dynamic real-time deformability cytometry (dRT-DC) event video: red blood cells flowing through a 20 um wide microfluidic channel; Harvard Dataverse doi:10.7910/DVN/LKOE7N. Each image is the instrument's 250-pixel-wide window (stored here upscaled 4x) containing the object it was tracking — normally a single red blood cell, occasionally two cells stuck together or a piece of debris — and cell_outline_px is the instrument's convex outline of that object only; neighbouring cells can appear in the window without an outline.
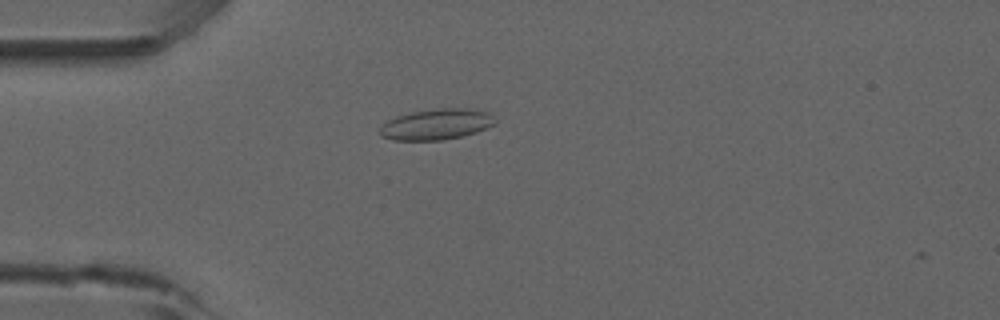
{"species": "common noctule bat (a hibernating species)", "species_latin": "Nyctalus noctula", "temperature_condition": "room temperature", "stored_images_in_passage": 52, "camera_frame_rate_fps": 3000, "um_per_image_px": 0.085, "animal": {"sex": "male", "forearm_length_mm": 52.5}, "frame": {"image": 1, "passage_image": 14, "time_ms": 4.333, "image_size_px": [1000, 320], "cell_outline_px": [[496, 124], [488, 128], [476, 132], [444, 140], [392, 140], [380, 136], [380, 128], [388, 120], [396, 116], [412, 112], [440, 108], [468, 108], [488, 112], [496, 120]], "centroid_in_image_um": [37.11, 10.57], "position_along_channel_um": 47.9, "area_um2": 20.69}}
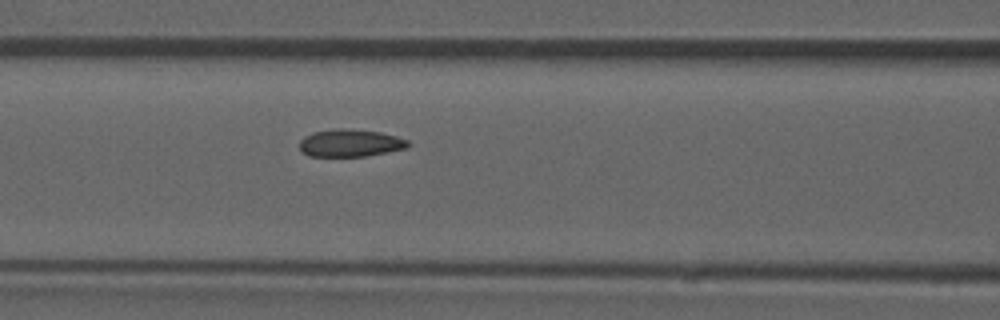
{"frame": {"image": 2, "passage_image": 22, "time_ms": 7.0, "image_size_px": [1000, 320], "cell_outline_px": [[412, 144], [408, 148], [388, 152], [364, 156], [308, 156], [300, 152], [300, 140], [304, 136], [312, 132], [340, 128], [380, 132], [396, 136], [408, 140]], "centroid_in_image_um": [29.77, 12.16], "position_along_channel_um": 136.8, "area_um2": 17.46}}
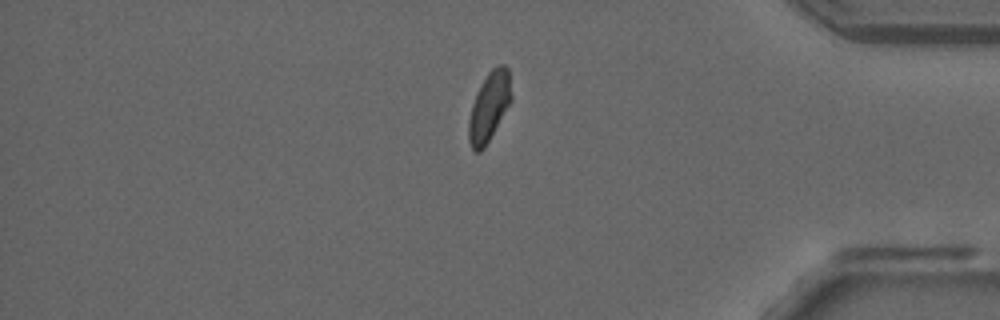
{"frame": {"image": 3, "passage_image": 44, "time_ms": 14.333, "image_size_px": [1000, 320], "cell_outline_px": [[512, 100], [484, 148], [480, 152], [476, 152], [472, 148], [468, 140], [468, 120], [472, 104], [476, 92], [488, 72], [496, 64], [504, 64], [508, 68], [512, 96]], "centroid_in_image_um": [41.57, 9.04], "position_along_channel_um": 393.6, "area_um2": 17.22}, "authors_computed_cell_mechanics": {"area_um2": 17.5712, "velocity_mm_per_s": 3.8869, "shape_relaxation_time_tau1_ms": null, "shape_relaxation_time_tau2_ms": 1.7505, "deformation_change_tau1": null, "deformation_change_tau2": 0.0419}}